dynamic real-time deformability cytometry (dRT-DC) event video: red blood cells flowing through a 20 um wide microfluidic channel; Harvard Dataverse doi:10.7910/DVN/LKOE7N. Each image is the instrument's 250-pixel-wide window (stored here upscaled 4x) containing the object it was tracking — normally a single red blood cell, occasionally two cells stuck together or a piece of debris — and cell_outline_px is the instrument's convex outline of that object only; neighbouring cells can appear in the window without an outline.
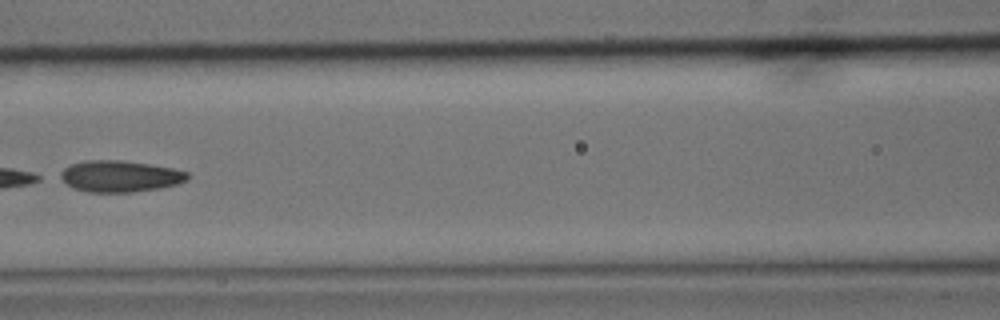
{"species": "common noctule bat (a hibernating species)", "species_latin": "Nyctalus noctula", "temperature_condition": "cold", "stored_images_in_passage": 11, "camera_frame_rate_fps": 3000, "um_per_image_px": 0.085, "animal": {"sex": "male", "body_mass_g": 15.6}, "frame": {"image": 1, "passage_image": 7, "time_ms": 2.0, "image_size_px": [1000, 320], "cell_outline_px": [[188, 180], [176, 184], [160, 188], [132, 192], [88, 192], [72, 188], [52, 176], [64, 168], [72, 164], [84, 160], [120, 160], [148, 164], [172, 168], [188, 172]], "centroid_in_image_um": [10.08, 14.98], "position_along_channel_um": 156.5, "area_um2": 23.64}}
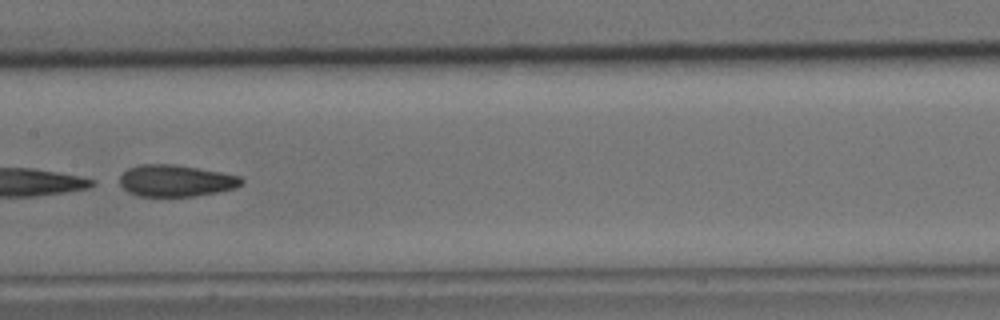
{"frame": {"image": 2, "passage_image": 8, "time_ms": 2.333, "image_size_px": [1000, 320], "cell_outline_px": [[244, 180], [236, 188], [196, 196], [136, 196], [128, 192], [120, 184], [120, 176], [128, 168], [140, 164], [172, 164], [220, 172], [240, 176]], "centroid_in_image_um": [14.92, 15.36], "position_along_channel_um": 192.5, "area_um2": 22.37}}
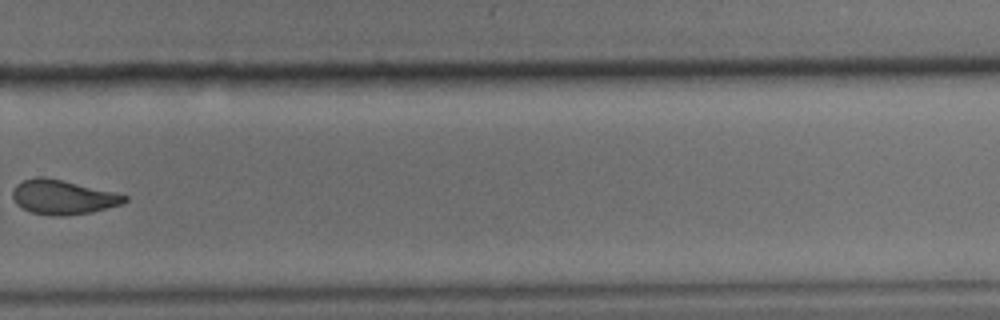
{"frame": {"image": 3, "passage_image": 11, "time_ms": 3.333, "image_size_px": [1000, 320], "cell_outline_px": [[128, 200], [120, 204], [92, 212], [64, 216], [52, 216], [32, 212], [16, 204], [12, 196], [12, 188], [16, 184], [24, 180], [36, 176], [44, 176], [116, 192], [128, 196]], "centroid_in_image_um": [5.33, 16.75], "position_along_channel_um": 324.5, "area_um2": 22.48}}